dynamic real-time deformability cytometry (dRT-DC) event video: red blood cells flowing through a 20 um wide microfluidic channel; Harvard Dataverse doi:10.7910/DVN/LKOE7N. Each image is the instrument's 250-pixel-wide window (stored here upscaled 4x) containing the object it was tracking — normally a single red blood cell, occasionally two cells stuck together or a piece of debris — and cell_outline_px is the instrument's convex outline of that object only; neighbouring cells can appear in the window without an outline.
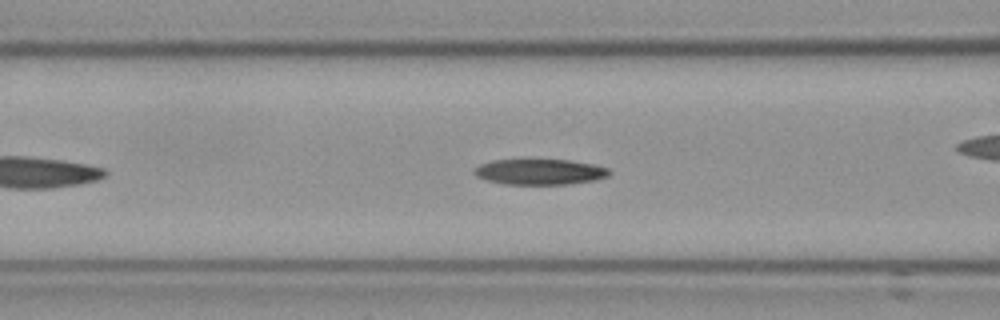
{"species": "Egyptian fruit bat (a non-hibernating species)", "species_latin": "Rousettus aegyptiacus", "temperature_condition": "cold", "stored_images_in_passage": 26, "camera_frame_rate_fps": 3000, "um_per_image_px": 0.085, "frame": {"image": 1, "passage_image": 8, "time_ms": 2.333, "image_size_px": [1000, 320], "cell_outline_px": [[612, 172], [608, 176], [596, 180], [568, 184], [504, 184], [488, 180], [476, 176], [472, 172], [480, 164], [492, 160], [568, 160], [592, 164], [608, 168]], "centroid_in_image_um": [45.9, 14.61], "position_along_channel_um": 120.7, "area_um2": 20.06}}